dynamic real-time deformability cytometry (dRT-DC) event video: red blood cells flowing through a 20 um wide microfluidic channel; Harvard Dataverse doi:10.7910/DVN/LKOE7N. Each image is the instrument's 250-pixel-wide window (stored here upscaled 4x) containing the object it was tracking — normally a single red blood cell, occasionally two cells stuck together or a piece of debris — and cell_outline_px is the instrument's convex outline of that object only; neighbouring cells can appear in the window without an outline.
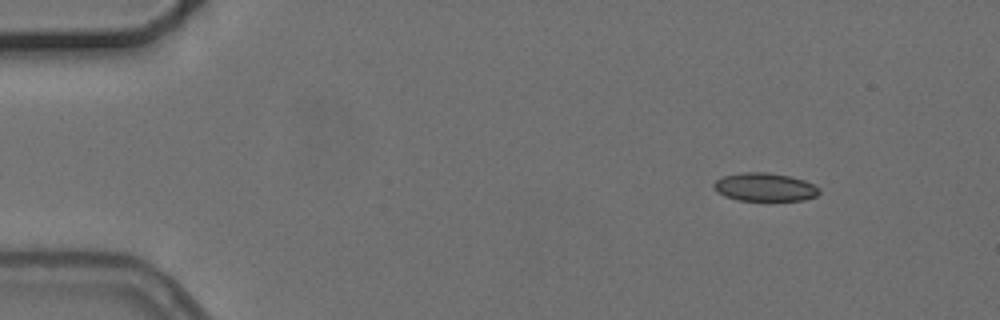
{"species": "common noctule bat (a hibernating species)", "species_latin": "Nyctalus noctula", "temperature_condition": "cold", "stored_images_in_passage": 4, "camera_frame_rate_fps": 3000, "um_per_image_px": 0.085, "animal": {"sex": "female", "body_mass_g": 24.6, "forearm_length_mm": 56.2}, "frame": {"image": 1, "passage_image": 1, "time_ms": 0.0, "image_size_px": [1000, 320], "cell_outline_px": [[820, 192], [816, 196], [804, 200], [736, 200], [724, 196], [712, 184], [716, 180], [724, 176], [740, 172], [764, 172], [792, 176], [804, 180], [820, 188]], "centroid_in_image_um": [65.03, 15.9], "position_along_channel_um": 20.0, "area_um2": 17.28}}